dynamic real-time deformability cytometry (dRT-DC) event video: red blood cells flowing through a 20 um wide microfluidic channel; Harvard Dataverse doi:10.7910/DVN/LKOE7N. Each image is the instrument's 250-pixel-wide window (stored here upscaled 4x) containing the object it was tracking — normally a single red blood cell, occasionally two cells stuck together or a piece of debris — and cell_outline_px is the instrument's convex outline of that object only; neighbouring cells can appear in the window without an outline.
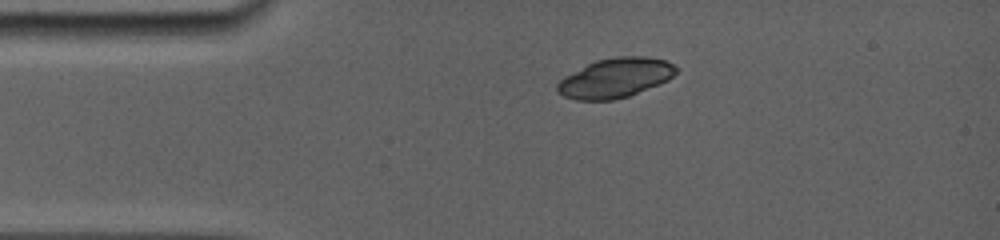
{"species": "common noctule bat (a hibernating species)", "species_latin": "Nyctalus noctula", "temperature_condition": "room temperature", "stored_images_in_passage": 4, "camera_frame_rate_fps": 5000, "um_per_image_px": 0.085, "animal": {"sex": "female", "body_mass_g": 19.0, "forearm_length_mm": 56.7}, "frame": {"image": 1, "passage_image": 1, "time_ms": 0.0, "image_size_px": [1000, 240], "cell_outline_px": [[676, 72], [668, 80], [628, 96], [612, 100], [576, 100], [564, 96], [556, 88], [556, 84], [564, 76], [596, 60], [616, 56], [648, 56], [664, 60], [672, 64], [676, 68]], "centroid_in_image_um": [52.28, 6.61], "position_along_channel_um": 32.7, "area_um2": 27.11}}